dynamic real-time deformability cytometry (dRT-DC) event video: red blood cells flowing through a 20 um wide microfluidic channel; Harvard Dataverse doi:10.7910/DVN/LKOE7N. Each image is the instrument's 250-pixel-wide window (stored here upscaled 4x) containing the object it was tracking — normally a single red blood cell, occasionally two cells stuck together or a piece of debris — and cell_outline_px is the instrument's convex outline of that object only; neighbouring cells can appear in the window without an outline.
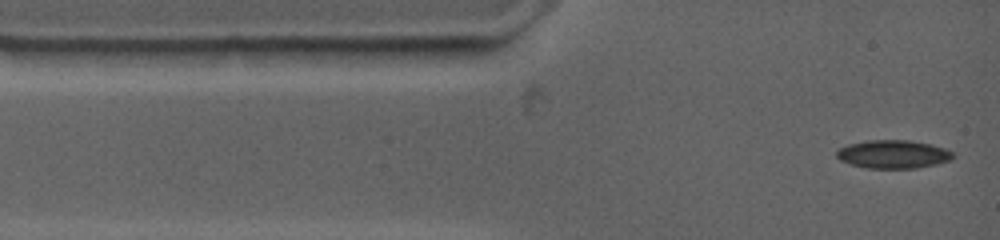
{"species": "common noctule bat (a hibernating species)", "species_latin": "Nyctalus noctula", "temperature_condition": "warm", "stored_images_in_passage": 64, "camera_frame_rate_fps": 4500, "um_per_image_px": 0.085, "animal": {"sex": "female", "body_mass_g": 19.0, "forearm_length_mm": 53.3}, "frame": {"image": 1, "passage_image": 1, "time_ms": 0.0, "image_size_px": [1000, 240], "cell_outline_px": [[956, 156], [952, 160], [936, 164], [916, 168], [868, 168], [852, 164], [840, 160], [836, 156], [836, 152], [840, 148], [848, 144], [868, 140], [908, 140], [932, 144], [944, 148], [952, 152]], "centroid_in_image_um": [75.95, 13.1], "position_along_channel_um": 9.0, "area_um2": 19.19}}
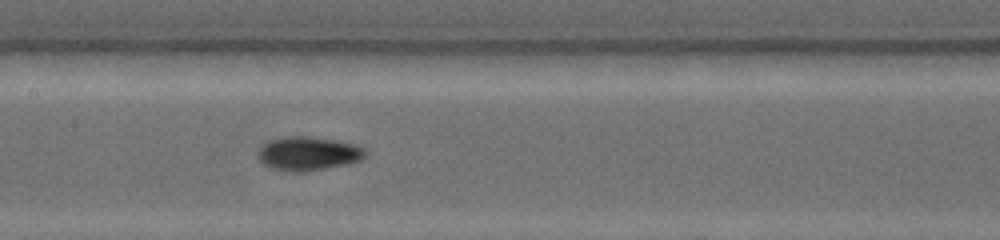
{"frame": {"image": 2, "passage_image": 17, "time_ms": 5.556, "image_size_px": [1000, 240], "cell_outline_px": [[368, 152], [360, 160], [348, 164], [300, 172], [292, 172], [268, 168], [260, 160], [260, 148], [268, 140], [284, 136], [308, 136], [332, 140], [352, 144], [364, 148]], "centroid_in_image_um": [26.18, 13.05], "position_along_channel_um": 181.2, "area_um2": 20.92}}
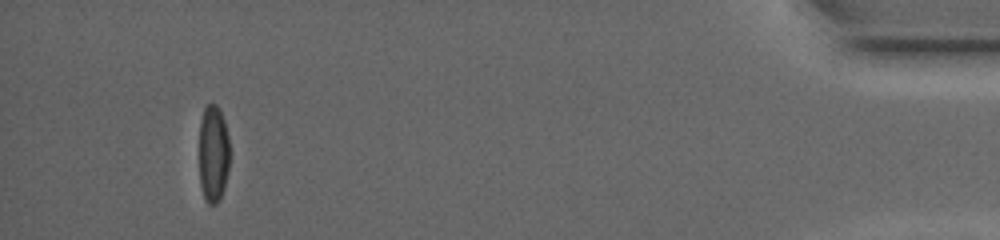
{"frame": {"image": 3, "passage_image": 55, "time_ms": 14.667, "image_size_px": [1000, 240], "cell_outline_px": [[228, 172], [224, 188], [220, 200], [216, 204], [208, 204], [204, 200], [200, 184], [200, 120], [204, 108], [208, 104], [216, 104], [220, 108], [224, 120], [228, 136]], "centroid_in_image_um": [18.12, 13.08], "position_along_channel_um": 417.1, "area_um2": 17.4}}